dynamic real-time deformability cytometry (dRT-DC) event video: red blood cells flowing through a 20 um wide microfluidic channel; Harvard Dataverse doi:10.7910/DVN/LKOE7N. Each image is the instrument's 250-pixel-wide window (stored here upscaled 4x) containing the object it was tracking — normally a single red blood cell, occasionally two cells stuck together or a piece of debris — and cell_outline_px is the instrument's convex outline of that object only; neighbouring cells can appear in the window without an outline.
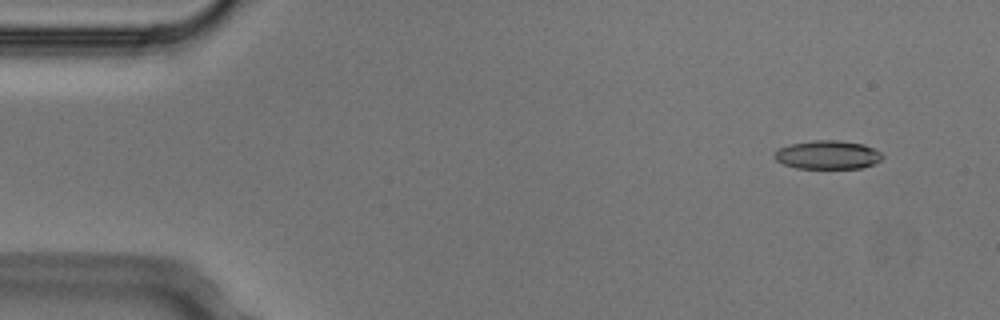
{"species": "Egyptian fruit bat (a non-hibernating species)", "species_latin": "Rousettus aegyptiacus", "temperature_condition": "cold", "stored_images_in_passage": 4, "camera_frame_rate_fps": 3000, "um_per_image_px": 0.085, "animal": {"sex": "male"}, "frame": {"image": 1, "passage_image": 1, "time_ms": 0.0, "image_size_px": [1000, 320], "cell_outline_px": [[884, 156], [880, 160], [872, 164], [860, 168], [796, 168], [784, 164], [776, 160], [772, 156], [780, 148], [792, 144], [816, 140], [836, 140], [864, 144], [880, 152]], "centroid_in_image_um": [70.35, 13.16], "position_along_channel_um": 14.7, "area_um2": 17.74}}
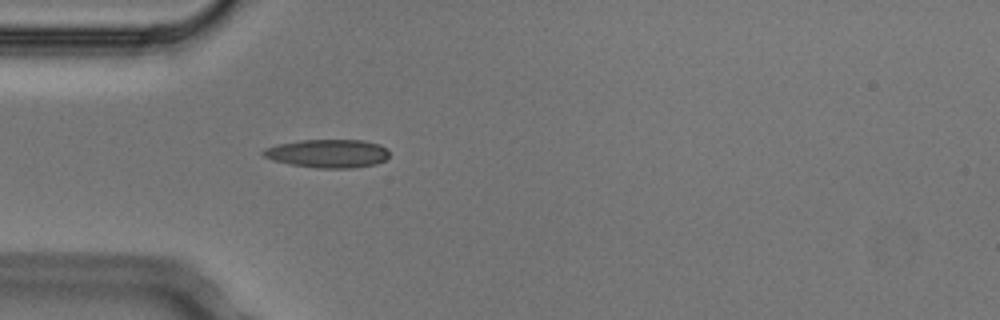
{"frame": {"image": 2, "passage_image": 4, "time_ms": 1.0, "image_size_px": [1000, 320], "cell_outline_px": [[388, 156], [384, 160], [376, 164], [352, 168], [316, 168], [292, 164], [272, 160], [264, 156], [260, 152], [264, 148], [276, 144], [300, 140], [364, 140], [380, 144], [388, 152]], "centroid_in_image_um": [27.83, 13.04], "position_along_channel_um": 57.2, "area_um2": 20.87}}